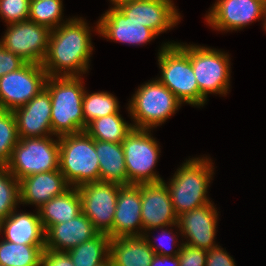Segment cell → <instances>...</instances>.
I'll return each mask as SVG.
<instances>
[{
    "mask_svg": "<svg viewBox=\"0 0 266 266\" xmlns=\"http://www.w3.org/2000/svg\"><path fill=\"white\" fill-rule=\"evenodd\" d=\"M206 266H236L233 257L217 245L207 250Z\"/></svg>",
    "mask_w": 266,
    "mask_h": 266,
    "instance_id": "obj_37",
    "label": "cell"
},
{
    "mask_svg": "<svg viewBox=\"0 0 266 266\" xmlns=\"http://www.w3.org/2000/svg\"><path fill=\"white\" fill-rule=\"evenodd\" d=\"M169 189L164 181L141 184V218L143 235L152 228L177 223Z\"/></svg>",
    "mask_w": 266,
    "mask_h": 266,
    "instance_id": "obj_16",
    "label": "cell"
},
{
    "mask_svg": "<svg viewBox=\"0 0 266 266\" xmlns=\"http://www.w3.org/2000/svg\"><path fill=\"white\" fill-rule=\"evenodd\" d=\"M19 142L15 116L12 111L0 110V166H5Z\"/></svg>",
    "mask_w": 266,
    "mask_h": 266,
    "instance_id": "obj_32",
    "label": "cell"
},
{
    "mask_svg": "<svg viewBox=\"0 0 266 266\" xmlns=\"http://www.w3.org/2000/svg\"><path fill=\"white\" fill-rule=\"evenodd\" d=\"M184 161L168 182L163 180L177 216L212 202L207 196L215 170L211 158L203 155Z\"/></svg>",
    "mask_w": 266,
    "mask_h": 266,
    "instance_id": "obj_2",
    "label": "cell"
},
{
    "mask_svg": "<svg viewBox=\"0 0 266 266\" xmlns=\"http://www.w3.org/2000/svg\"><path fill=\"white\" fill-rule=\"evenodd\" d=\"M95 149L99 159L100 181L127 185L122 143L95 140Z\"/></svg>",
    "mask_w": 266,
    "mask_h": 266,
    "instance_id": "obj_25",
    "label": "cell"
},
{
    "mask_svg": "<svg viewBox=\"0 0 266 266\" xmlns=\"http://www.w3.org/2000/svg\"><path fill=\"white\" fill-rule=\"evenodd\" d=\"M189 58L201 95L226 96L232 72L228 52L189 43Z\"/></svg>",
    "mask_w": 266,
    "mask_h": 266,
    "instance_id": "obj_9",
    "label": "cell"
},
{
    "mask_svg": "<svg viewBox=\"0 0 266 266\" xmlns=\"http://www.w3.org/2000/svg\"><path fill=\"white\" fill-rule=\"evenodd\" d=\"M26 61L0 44V77L21 68Z\"/></svg>",
    "mask_w": 266,
    "mask_h": 266,
    "instance_id": "obj_36",
    "label": "cell"
},
{
    "mask_svg": "<svg viewBox=\"0 0 266 266\" xmlns=\"http://www.w3.org/2000/svg\"><path fill=\"white\" fill-rule=\"evenodd\" d=\"M82 106L85 129L94 119L120 113V105L117 97L106 91L90 94L85 88Z\"/></svg>",
    "mask_w": 266,
    "mask_h": 266,
    "instance_id": "obj_29",
    "label": "cell"
},
{
    "mask_svg": "<svg viewBox=\"0 0 266 266\" xmlns=\"http://www.w3.org/2000/svg\"><path fill=\"white\" fill-rule=\"evenodd\" d=\"M41 266H75L67 252L44 249Z\"/></svg>",
    "mask_w": 266,
    "mask_h": 266,
    "instance_id": "obj_38",
    "label": "cell"
},
{
    "mask_svg": "<svg viewBox=\"0 0 266 266\" xmlns=\"http://www.w3.org/2000/svg\"><path fill=\"white\" fill-rule=\"evenodd\" d=\"M155 252L144 236L112 238L110 255L113 266H150Z\"/></svg>",
    "mask_w": 266,
    "mask_h": 266,
    "instance_id": "obj_23",
    "label": "cell"
},
{
    "mask_svg": "<svg viewBox=\"0 0 266 266\" xmlns=\"http://www.w3.org/2000/svg\"><path fill=\"white\" fill-rule=\"evenodd\" d=\"M31 0H0V18L6 25L27 21Z\"/></svg>",
    "mask_w": 266,
    "mask_h": 266,
    "instance_id": "obj_34",
    "label": "cell"
},
{
    "mask_svg": "<svg viewBox=\"0 0 266 266\" xmlns=\"http://www.w3.org/2000/svg\"><path fill=\"white\" fill-rule=\"evenodd\" d=\"M51 97L44 88L25 105L14 109L19 138H40L54 135L51 126Z\"/></svg>",
    "mask_w": 266,
    "mask_h": 266,
    "instance_id": "obj_18",
    "label": "cell"
},
{
    "mask_svg": "<svg viewBox=\"0 0 266 266\" xmlns=\"http://www.w3.org/2000/svg\"><path fill=\"white\" fill-rule=\"evenodd\" d=\"M110 241L111 237L108 234L98 233L67 253L75 266H97L109 258Z\"/></svg>",
    "mask_w": 266,
    "mask_h": 266,
    "instance_id": "obj_27",
    "label": "cell"
},
{
    "mask_svg": "<svg viewBox=\"0 0 266 266\" xmlns=\"http://www.w3.org/2000/svg\"><path fill=\"white\" fill-rule=\"evenodd\" d=\"M63 0H31L28 20L53 30L63 23Z\"/></svg>",
    "mask_w": 266,
    "mask_h": 266,
    "instance_id": "obj_30",
    "label": "cell"
},
{
    "mask_svg": "<svg viewBox=\"0 0 266 266\" xmlns=\"http://www.w3.org/2000/svg\"><path fill=\"white\" fill-rule=\"evenodd\" d=\"M82 17H72L51 30L47 55L42 66L48 76L82 77L90 69V57L94 50L92 31Z\"/></svg>",
    "mask_w": 266,
    "mask_h": 266,
    "instance_id": "obj_1",
    "label": "cell"
},
{
    "mask_svg": "<svg viewBox=\"0 0 266 266\" xmlns=\"http://www.w3.org/2000/svg\"><path fill=\"white\" fill-rule=\"evenodd\" d=\"M179 258V266H206L207 251L182 243Z\"/></svg>",
    "mask_w": 266,
    "mask_h": 266,
    "instance_id": "obj_35",
    "label": "cell"
},
{
    "mask_svg": "<svg viewBox=\"0 0 266 266\" xmlns=\"http://www.w3.org/2000/svg\"><path fill=\"white\" fill-rule=\"evenodd\" d=\"M150 266H179L178 256H162L155 254Z\"/></svg>",
    "mask_w": 266,
    "mask_h": 266,
    "instance_id": "obj_39",
    "label": "cell"
},
{
    "mask_svg": "<svg viewBox=\"0 0 266 266\" xmlns=\"http://www.w3.org/2000/svg\"><path fill=\"white\" fill-rule=\"evenodd\" d=\"M98 233L92 222L81 212L68 222L52 225L45 232V249L67 252Z\"/></svg>",
    "mask_w": 266,
    "mask_h": 266,
    "instance_id": "obj_21",
    "label": "cell"
},
{
    "mask_svg": "<svg viewBox=\"0 0 266 266\" xmlns=\"http://www.w3.org/2000/svg\"><path fill=\"white\" fill-rule=\"evenodd\" d=\"M97 266H113V262H112L111 258L109 257L107 260H105L104 262H102L101 264H99Z\"/></svg>",
    "mask_w": 266,
    "mask_h": 266,
    "instance_id": "obj_41",
    "label": "cell"
},
{
    "mask_svg": "<svg viewBox=\"0 0 266 266\" xmlns=\"http://www.w3.org/2000/svg\"><path fill=\"white\" fill-rule=\"evenodd\" d=\"M47 78L42 64L30 62L0 77V110L13 111L28 103L45 88Z\"/></svg>",
    "mask_w": 266,
    "mask_h": 266,
    "instance_id": "obj_10",
    "label": "cell"
},
{
    "mask_svg": "<svg viewBox=\"0 0 266 266\" xmlns=\"http://www.w3.org/2000/svg\"><path fill=\"white\" fill-rule=\"evenodd\" d=\"M45 245H25L0 241L1 266H41Z\"/></svg>",
    "mask_w": 266,
    "mask_h": 266,
    "instance_id": "obj_28",
    "label": "cell"
},
{
    "mask_svg": "<svg viewBox=\"0 0 266 266\" xmlns=\"http://www.w3.org/2000/svg\"><path fill=\"white\" fill-rule=\"evenodd\" d=\"M59 170L70 187L100 181L95 140L86 131L59 137Z\"/></svg>",
    "mask_w": 266,
    "mask_h": 266,
    "instance_id": "obj_6",
    "label": "cell"
},
{
    "mask_svg": "<svg viewBox=\"0 0 266 266\" xmlns=\"http://www.w3.org/2000/svg\"><path fill=\"white\" fill-rule=\"evenodd\" d=\"M19 181L6 166H0V222L19 208Z\"/></svg>",
    "mask_w": 266,
    "mask_h": 266,
    "instance_id": "obj_31",
    "label": "cell"
},
{
    "mask_svg": "<svg viewBox=\"0 0 266 266\" xmlns=\"http://www.w3.org/2000/svg\"><path fill=\"white\" fill-rule=\"evenodd\" d=\"M172 0H135L117 8L129 19L160 35L178 25L181 13Z\"/></svg>",
    "mask_w": 266,
    "mask_h": 266,
    "instance_id": "obj_15",
    "label": "cell"
},
{
    "mask_svg": "<svg viewBox=\"0 0 266 266\" xmlns=\"http://www.w3.org/2000/svg\"><path fill=\"white\" fill-rule=\"evenodd\" d=\"M177 229H176V228ZM170 228V229H169ZM175 228L176 234L172 229ZM161 230V234L158 237H153L151 239L150 231ZM178 234L181 236V232L179 231L178 224H172L169 226L161 227V228H152L144 233V237L149 243L150 248L155 252V254L162 255V256H177L180 252V248L183 242L178 240ZM158 242L155 241V240ZM154 240V241H153ZM165 241V242H164ZM155 242V243H154ZM177 246V247H176ZM177 249H176V248Z\"/></svg>",
    "mask_w": 266,
    "mask_h": 266,
    "instance_id": "obj_33",
    "label": "cell"
},
{
    "mask_svg": "<svg viewBox=\"0 0 266 266\" xmlns=\"http://www.w3.org/2000/svg\"><path fill=\"white\" fill-rule=\"evenodd\" d=\"M70 188L60 170L37 173L19 180L20 205H33L39 209L53 197Z\"/></svg>",
    "mask_w": 266,
    "mask_h": 266,
    "instance_id": "obj_20",
    "label": "cell"
},
{
    "mask_svg": "<svg viewBox=\"0 0 266 266\" xmlns=\"http://www.w3.org/2000/svg\"><path fill=\"white\" fill-rule=\"evenodd\" d=\"M151 131L152 129L133 128L122 142L127 185L163 181L154 169L160 158L161 148Z\"/></svg>",
    "mask_w": 266,
    "mask_h": 266,
    "instance_id": "obj_7",
    "label": "cell"
},
{
    "mask_svg": "<svg viewBox=\"0 0 266 266\" xmlns=\"http://www.w3.org/2000/svg\"><path fill=\"white\" fill-rule=\"evenodd\" d=\"M128 102L133 127L152 130L164 124L183 105L157 78L140 85Z\"/></svg>",
    "mask_w": 266,
    "mask_h": 266,
    "instance_id": "obj_5",
    "label": "cell"
},
{
    "mask_svg": "<svg viewBox=\"0 0 266 266\" xmlns=\"http://www.w3.org/2000/svg\"><path fill=\"white\" fill-rule=\"evenodd\" d=\"M263 28L264 30L266 31V7H265V10H264V15H263Z\"/></svg>",
    "mask_w": 266,
    "mask_h": 266,
    "instance_id": "obj_42",
    "label": "cell"
},
{
    "mask_svg": "<svg viewBox=\"0 0 266 266\" xmlns=\"http://www.w3.org/2000/svg\"><path fill=\"white\" fill-rule=\"evenodd\" d=\"M205 15L208 26L221 32L239 31L263 20L266 0H217Z\"/></svg>",
    "mask_w": 266,
    "mask_h": 266,
    "instance_id": "obj_13",
    "label": "cell"
},
{
    "mask_svg": "<svg viewBox=\"0 0 266 266\" xmlns=\"http://www.w3.org/2000/svg\"><path fill=\"white\" fill-rule=\"evenodd\" d=\"M6 26L0 44L26 62L42 64L48 52L51 30L29 20Z\"/></svg>",
    "mask_w": 266,
    "mask_h": 266,
    "instance_id": "obj_12",
    "label": "cell"
},
{
    "mask_svg": "<svg viewBox=\"0 0 266 266\" xmlns=\"http://www.w3.org/2000/svg\"><path fill=\"white\" fill-rule=\"evenodd\" d=\"M37 210L45 232L52 225L68 222L82 212L78 188L70 187L62 195L53 197Z\"/></svg>",
    "mask_w": 266,
    "mask_h": 266,
    "instance_id": "obj_24",
    "label": "cell"
},
{
    "mask_svg": "<svg viewBox=\"0 0 266 266\" xmlns=\"http://www.w3.org/2000/svg\"><path fill=\"white\" fill-rule=\"evenodd\" d=\"M214 202L184 212L177 217L183 243L204 250L217 246L215 240L219 212Z\"/></svg>",
    "mask_w": 266,
    "mask_h": 266,
    "instance_id": "obj_14",
    "label": "cell"
},
{
    "mask_svg": "<svg viewBox=\"0 0 266 266\" xmlns=\"http://www.w3.org/2000/svg\"><path fill=\"white\" fill-rule=\"evenodd\" d=\"M133 128V124L124 120L120 113H114L94 119L85 131L94 140L122 143Z\"/></svg>",
    "mask_w": 266,
    "mask_h": 266,
    "instance_id": "obj_26",
    "label": "cell"
},
{
    "mask_svg": "<svg viewBox=\"0 0 266 266\" xmlns=\"http://www.w3.org/2000/svg\"><path fill=\"white\" fill-rule=\"evenodd\" d=\"M15 209L0 222V233L8 242L25 245H45V229L39 218L38 210L17 212Z\"/></svg>",
    "mask_w": 266,
    "mask_h": 266,
    "instance_id": "obj_22",
    "label": "cell"
},
{
    "mask_svg": "<svg viewBox=\"0 0 266 266\" xmlns=\"http://www.w3.org/2000/svg\"><path fill=\"white\" fill-rule=\"evenodd\" d=\"M83 77L48 76L45 88L51 97V126L54 136L85 131L82 100Z\"/></svg>",
    "mask_w": 266,
    "mask_h": 266,
    "instance_id": "obj_4",
    "label": "cell"
},
{
    "mask_svg": "<svg viewBox=\"0 0 266 266\" xmlns=\"http://www.w3.org/2000/svg\"><path fill=\"white\" fill-rule=\"evenodd\" d=\"M97 23L100 37L111 40V42L144 46L158 36L153 30L129 19L114 7L106 10Z\"/></svg>",
    "mask_w": 266,
    "mask_h": 266,
    "instance_id": "obj_17",
    "label": "cell"
},
{
    "mask_svg": "<svg viewBox=\"0 0 266 266\" xmlns=\"http://www.w3.org/2000/svg\"><path fill=\"white\" fill-rule=\"evenodd\" d=\"M121 185L110 182H90L78 188L83 214L99 233L113 229L117 196Z\"/></svg>",
    "mask_w": 266,
    "mask_h": 266,
    "instance_id": "obj_11",
    "label": "cell"
},
{
    "mask_svg": "<svg viewBox=\"0 0 266 266\" xmlns=\"http://www.w3.org/2000/svg\"><path fill=\"white\" fill-rule=\"evenodd\" d=\"M160 47L157 61L161 74L157 79L183 104L203 107L208 100L199 91L189 58V44L168 41Z\"/></svg>",
    "mask_w": 266,
    "mask_h": 266,
    "instance_id": "obj_3",
    "label": "cell"
},
{
    "mask_svg": "<svg viewBox=\"0 0 266 266\" xmlns=\"http://www.w3.org/2000/svg\"><path fill=\"white\" fill-rule=\"evenodd\" d=\"M110 1V6L111 7H114V8H117L118 6L122 5V4H125V3H128V2H132V1H135V0H109Z\"/></svg>",
    "mask_w": 266,
    "mask_h": 266,
    "instance_id": "obj_40",
    "label": "cell"
},
{
    "mask_svg": "<svg viewBox=\"0 0 266 266\" xmlns=\"http://www.w3.org/2000/svg\"><path fill=\"white\" fill-rule=\"evenodd\" d=\"M112 238L143 236L141 218V184L122 185L117 196Z\"/></svg>",
    "mask_w": 266,
    "mask_h": 266,
    "instance_id": "obj_19",
    "label": "cell"
},
{
    "mask_svg": "<svg viewBox=\"0 0 266 266\" xmlns=\"http://www.w3.org/2000/svg\"><path fill=\"white\" fill-rule=\"evenodd\" d=\"M5 166L18 181L33 174L59 170V137L19 138Z\"/></svg>",
    "mask_w": 266,
    "mask_h": 266,
    "instance_id": "obj_8",
    "label": "cell"
}]
</instances>
